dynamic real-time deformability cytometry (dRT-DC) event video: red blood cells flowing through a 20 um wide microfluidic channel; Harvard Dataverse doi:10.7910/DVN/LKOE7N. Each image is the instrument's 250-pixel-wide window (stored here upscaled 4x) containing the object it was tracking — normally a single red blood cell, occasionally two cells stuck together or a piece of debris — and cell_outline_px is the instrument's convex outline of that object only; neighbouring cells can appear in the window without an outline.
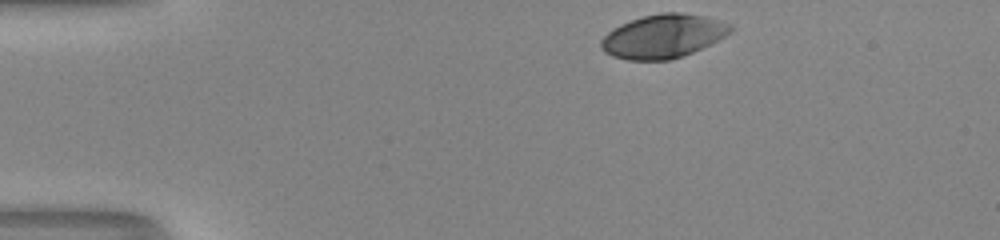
{"species": "human", "species_latin": "Homo sapiens", "temperature_condition": "room temperature", "stored_images_in_passage": 35, "camera_frame_rate_fps": 3000, "um_per_image_px": 0.085, "donor": {"sex": "male"}, "frame": {"image": 1, "passage_image": 1, "time_ms": 0.0, "image_size_px": [1000, 240], "cell_outline_px": [[732, 32], [692, 52], [672, 60], [624, 60], [612, 56], [604, 52], [600, 48], [600, 40], [608, 32], [620, 24], [644, 16], [660, 12], [680, 12], [704, 16], [720, 20], [732, 24]], "centroid_in_image_um": [56.34, 3.08], "position_along_channel_um": 28.7, "area_um2": 32.89}}
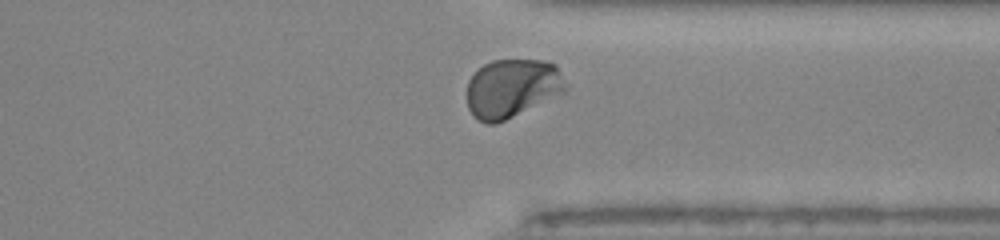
{"frame": {"image": 2, "passage_image": 32, "time_ms": 10.333, "image_size_px": [1000, 240], "cell_outline_px": [[564, 92], [496, 124], [488, 124], [472, 116], [468, 108], [468, 80], [484, 64], [492, 60], [544, 60], [556, 64], [564, 88]], "centroid_in_image_um": [43.47, 7.5], "position_along_channel_um": 367.9, "area_um2": 33.12}, "authors_computed_cell_mechanics": {"area_um2": 33.2928, "velocity_mm_per_s": 4.0367, "shape_relaxation_time_tau1_ms": 2.7973, "shape_relaxation_time_tau2_ms": null, "deformation_change_tau1": 0.1582, "deformation_change_tau2": null}}